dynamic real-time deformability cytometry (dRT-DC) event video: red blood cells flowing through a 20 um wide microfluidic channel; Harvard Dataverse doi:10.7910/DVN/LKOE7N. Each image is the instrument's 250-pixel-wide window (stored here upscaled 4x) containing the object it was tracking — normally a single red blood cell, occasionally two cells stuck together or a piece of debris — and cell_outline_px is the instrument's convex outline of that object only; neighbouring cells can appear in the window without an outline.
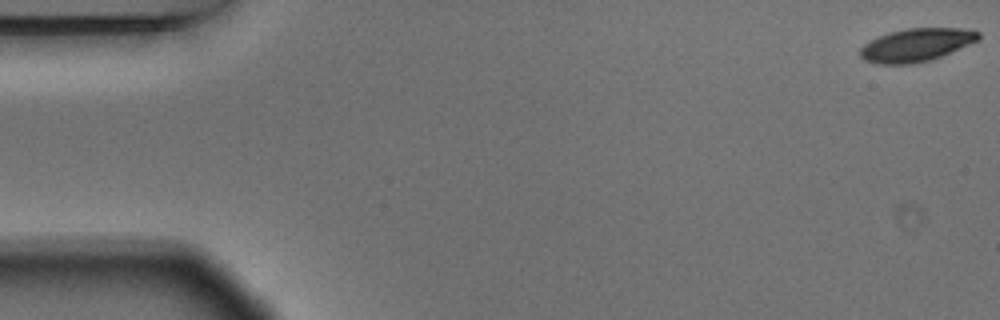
{"species": "Egyptian fruit bat (a non-hibernating species)", "species_latin": "Rousettus aegyptiacus", "temperature_condition": "warm", "stored_images_in_passage": 53, "camera_frame_rate_fps": 3000, "um_per_image_px": 0.085, "animal": {"sex": "male"}, "frame": {"image": 1, "passage_image": 1, "time_ms": 0.0, "image_size_px": [1000, 320], "cell_outline_px": [[980, 40], [932, 60], [912, 64], [876, 64], [864, 60], [860, 56], [860, 48], [864, 44], [880, 36], [892, 32], [908, 28], [960, 28], [980, 32]], "centroid_in_image_um": [77.9, 3.83], "position_along_channel_um": 7.1, "area_um2": 22.77}}
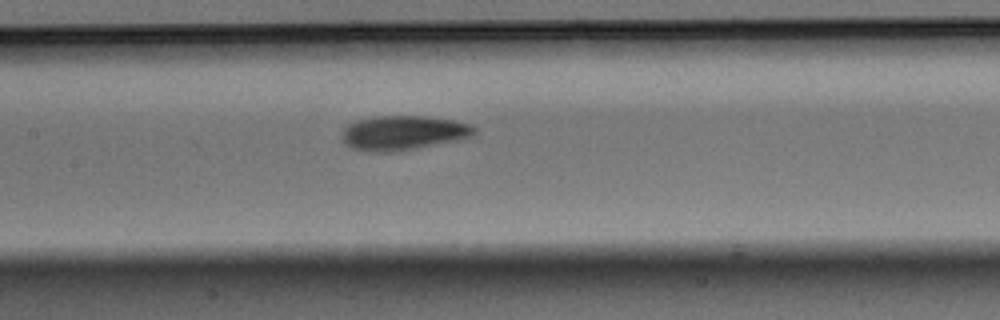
{"frame": {"image": 2, "passage_image": 26, "time_ms": 8.333, "image_size_px": [1000, 320], "cell_outline_px": [[476, 132], [472, 136], [460, 140], [396, 152], [372, 152], [352, 148], [344, 144], [340, 136], [340, 132], [348, 124], [356, 120], [372, 116], [424, 116], [452, 120], [472, 124], [476, 128]], "centroid_in_image_um": [34.25, 11.29], "position_along_channel_um": 173.2, "area_um2": 27.05}}
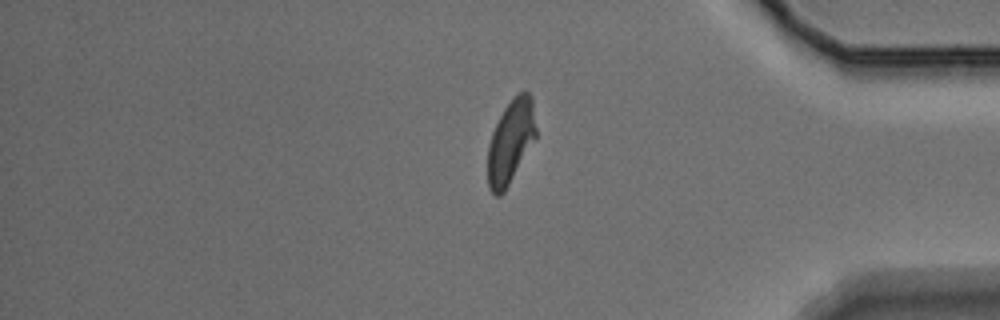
{"frame": {"image": 3, "passage_image": 46, "time_ms": 15.0, "image_size_px": [1000, 320], "cell_outline_px": [[536, 136], [504, 192], [500, 196], [496, 196], [488, 188], [488, 144], [492, 132], [504, 108], [520, 92], [528, 92], [532, 96], [536, 128]], "centroid_in_image_um": [43.39, 12.05], "position_along_channel_um": 391.8, "area_um2": 23.06}}